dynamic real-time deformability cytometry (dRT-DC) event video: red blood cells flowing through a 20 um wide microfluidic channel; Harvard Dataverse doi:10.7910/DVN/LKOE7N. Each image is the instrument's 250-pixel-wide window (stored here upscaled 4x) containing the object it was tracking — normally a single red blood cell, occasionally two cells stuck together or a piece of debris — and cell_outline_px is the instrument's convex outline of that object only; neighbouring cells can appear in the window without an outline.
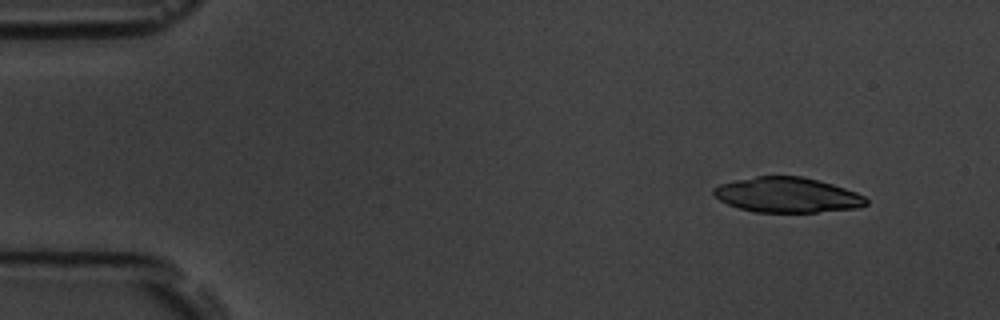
{"species": "common noctule bat (a hibernating species)", "species_latin": "Nyctalus noctula", "temperature_condition": "room temperature", "stored_images_in_passage": 38, "camera_frame_rate_fps": 3000, "um_per_image_px": 0.085, "animal": {"sex": "male", "body_mass_g": 19.5, "forearm_length_mm": 54.6}, "frame": {"image": 1, "passage_image": 1, "time_ms": 0.0, "image_size_px": [1000, 320], "cell_outline_px": [[868, 204], [856, 208], [816, 212], [756, 212], [740, 208], [728, 204], [720, 200], [712, 192], [712, 188], [720, 184], [736, 180], [756, 176], [804, 176], [832, 184], [856, 192], [864, 196], [868, 200]], "centroid_in_image_um": [66.92, 16.57], "position_along_channel_um": 18.1, "area_um2": 31.1}}